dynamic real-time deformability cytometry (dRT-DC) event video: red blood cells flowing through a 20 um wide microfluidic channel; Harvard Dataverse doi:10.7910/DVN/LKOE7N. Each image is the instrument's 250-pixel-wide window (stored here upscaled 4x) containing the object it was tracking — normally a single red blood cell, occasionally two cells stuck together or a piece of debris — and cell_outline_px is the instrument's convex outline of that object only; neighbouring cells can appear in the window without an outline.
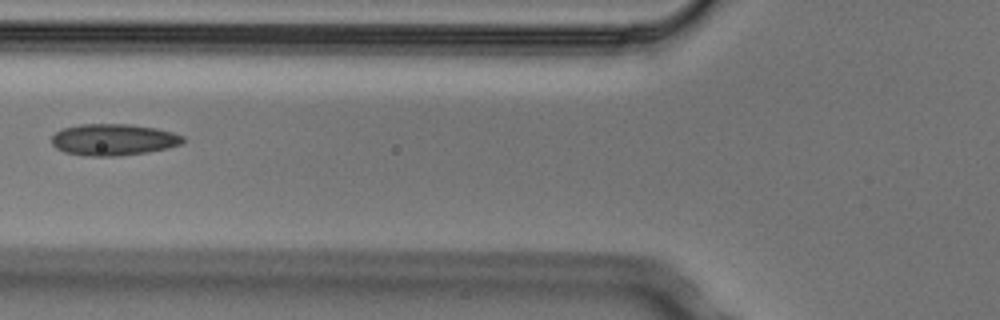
{"species": "Egyptian fruit bat (a non-hibernating species)", "species_latin": "Rousettus aegyptiacus", "temperature_condition": "cold", "stored_images_in_passage": 6, "camera_frame_rate_fps": 3000, "um_per_image_px": 0.085, "animal": {"sex": "male"}, "frame": {"image": 1, "passage_image": 6, "time_ms": 1.667, "image_size_px": [1000, 320], "cell_outline_px": [[184, 140], [180, 144], [168, 148], [120, 156], [84, 156], [64, 152], [56, 148], [52, 144], [52, 136], [56, 132], [64, 128], [80, 124], [132, 124], [156, 128], [172, 132], [184, 136]], "centroid_in_image_um": [9.63, 11.87], "position_along_channel_um": 116.2, "area_um2": 24.16}}